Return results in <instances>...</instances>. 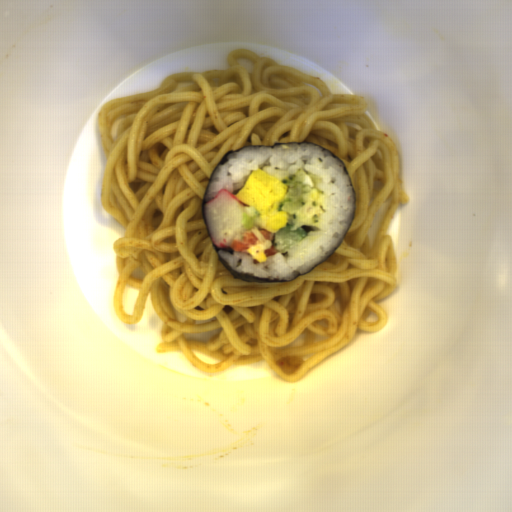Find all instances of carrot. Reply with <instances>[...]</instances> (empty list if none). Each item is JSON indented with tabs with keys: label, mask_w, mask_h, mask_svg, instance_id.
<instances>
[{
	"label": "carrot",
	"mask_w": 512,
	"mask_h": 512,
	"mask_svg": "<svg viewBox=\"0 0 512 512\" xmlns=\"http://www.w3.org/2000/svg\"><path fill=\"white\" fill-rule=\"evenodd\" d=\"M266 240H271L270 248L264 251L266 256H271L278 253V248L274 244V235H272L269 231L261 230L258 228L248 230L242 234L241 240L234 239L230 246L234 251L250 253V246L256 245L257 242H264Z\"/></svg>",
	"instance_id": "b8716197"
}]
</instances>
